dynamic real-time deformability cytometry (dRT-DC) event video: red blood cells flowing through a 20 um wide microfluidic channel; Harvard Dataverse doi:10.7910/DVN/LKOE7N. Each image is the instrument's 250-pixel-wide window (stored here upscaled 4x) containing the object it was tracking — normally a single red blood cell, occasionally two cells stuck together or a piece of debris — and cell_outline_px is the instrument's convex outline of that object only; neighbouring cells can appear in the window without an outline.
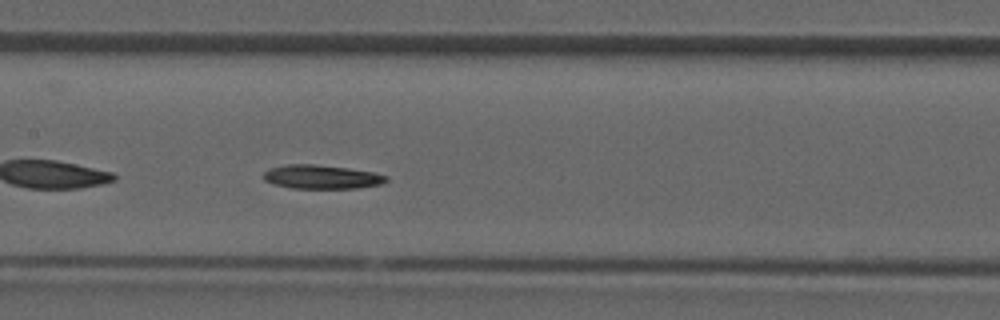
{"species": "common noctule bat (a hibernating species)", "species_latin": "Nyctalus noctula", "temperature_condition": "room temperature", "stored_images_in_passage": 37, "camera_frame_rate_fps": 3000, "um_per_image_px": 0.085, "animal": {"sex": "male", "forearm_length_mm": 52.5}, "frame": {"image": 1, "passage_image": 16, "time_ms": 5.0, "image_size_px": [1000, 320], "cell_outline_px": [[388, 180], [384, 184], [356, 188], [292, 188], [272, 184], [264, 180], [264, 172], [272, 168], [288, 164], [316, 164], [348, 168], [372, 172], [388, 176]], "centroid_in_image_um": [27.36, 15.04], "position_along_channel_um": 180.0, "area_um2": 17.05}}